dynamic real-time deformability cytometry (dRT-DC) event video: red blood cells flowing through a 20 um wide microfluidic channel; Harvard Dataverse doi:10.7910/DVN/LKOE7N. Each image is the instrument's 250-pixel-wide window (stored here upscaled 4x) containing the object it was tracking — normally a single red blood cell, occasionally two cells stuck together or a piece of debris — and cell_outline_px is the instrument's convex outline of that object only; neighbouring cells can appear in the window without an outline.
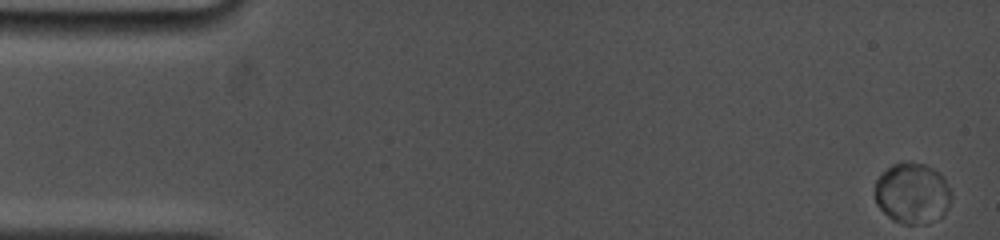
{"species": "common noctule bat (a hibernating species)", "species_latin": "Nyctalus noctula", "temperature_condition": "cold", "stored_images_in_passage": 9, "camera_frame_rate_fps": 5000, "um_per_image_px": 0.085, "animal": {"sex": "female", "body_mass_g": 19.0, "forearm_length_mm": 53.3}, "frame": {"image": 1, "passage_image": 1, "time_ms": 0.0, "image_size_px": [1000, 240], "cell_outline_px": [[952, 196], [948, 208], [936, 220], [928, 224], [904, 224], [892, 220], [876, 204], [876, 180], [892, 164], [924, 164], [932, 168], [944, 176], [952, 192]], "centroid_in_image_um": [77.59, 16.47], "position_along_channel_um": 7.4, "area_um2": 26.88}}
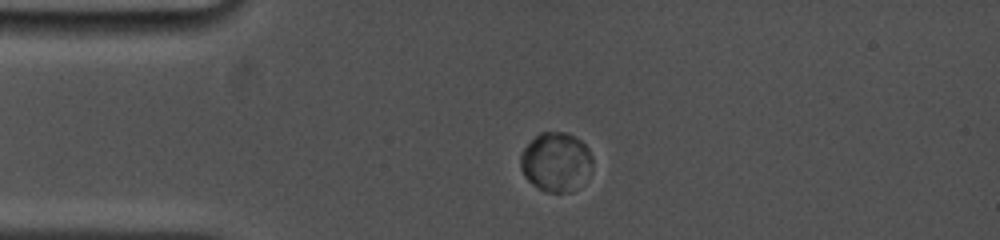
{"frame": {"image": 2, "passage_image": 6, "time_ms": 3.6, "image_size_px": [1000, 240], "cell_outline_px": [[592, 164], [572, 192], [548, 192], [532, 184], [524, 176], [520, 168], [520, 156], [524, 148], [540, 132], [564, 132], [580, 140], [588, 148], [592, 156]], "centroid_in_image_um": [47.21, 13.74], "position_along_channel_um": 37.8, "area_um2": 24.22}}
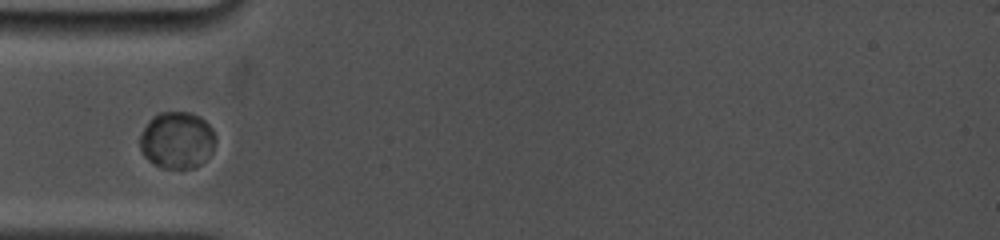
{"frame": {"image": 3, "passage_image": 8, "time_ms": 5.2, "image_size_px": [1000, 240], "cell_outline_px": [[216, 140], [208, 156], [200, 164], [192, 168], [164, 168], [148, 160], [144, 156], [140, 148], [140, 136], [144, 128], [152, 116], [160, 112], [188, 112], [200, 116], [212, 128]], "centroid_in_image_um": [15.04, 11.9], "position_along_channel_um": 70.0, "area_um2": 24.85}}